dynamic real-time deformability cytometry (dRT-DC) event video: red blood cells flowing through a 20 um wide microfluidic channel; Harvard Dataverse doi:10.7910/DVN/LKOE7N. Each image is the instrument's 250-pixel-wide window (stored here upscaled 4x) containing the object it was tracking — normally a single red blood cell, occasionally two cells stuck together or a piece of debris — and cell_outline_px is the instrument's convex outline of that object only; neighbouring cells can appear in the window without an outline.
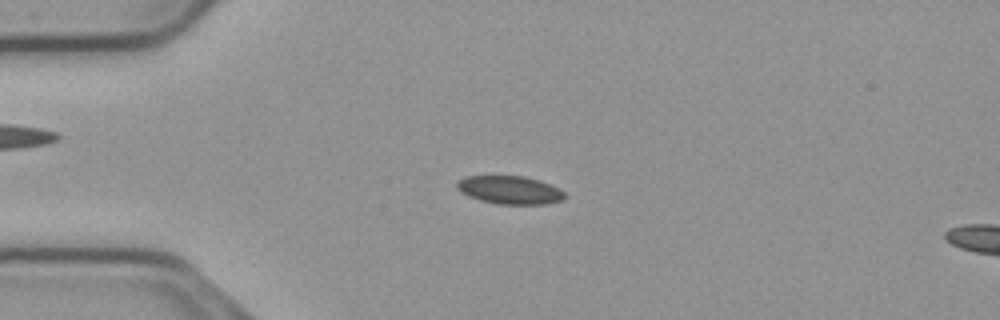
{"species": "common noctule bat (a hibernating species)", "species_latin": "Nyctalus noctula", "temperature_condition": "cold", "stored_images_in_passage": 45, "camera_frame_rate_fps": 3000, "um_per_image_px": 0.085, "animal": {"sex": "male", "body_mass_g": 23.1, "forearm_length_mm": 52.7}, "frame": {"image": 1, "passage_image": 3, "time_ms": 0.667, "image_size_px": [1000, 320], "cell_outline_px": [[564, 200], [544, 204], [496, 204], [480, 200], [468, 196], [460, 192], [456, 188], [456, 184], [464, 176], [524, 176], [540, 180], [564, 192]], "centroid_in_image_um": [43.29, 16.15], "position_along_channel_um": 41.7, "area_um2": 17.63}}
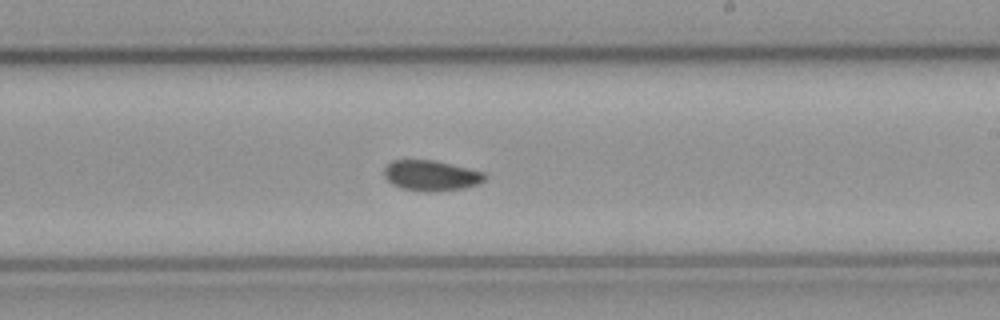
{"frame": {"image": 2, "passage_image": 22, "time_ms": 7.0, "image_size_px": [1000, 320], "cell_outline_px": [[488, 176], [484, 180], [476, 184], [464, 188], [424, 192], [400, 188], [392, 184], [384, 176], [384, 168], [392, 160], [436, 160], [484, 172]], "centroid_in_image_um": [36.63, 14.91], "position_along_channel_um": 252.4, "area_um2": 17.86}}
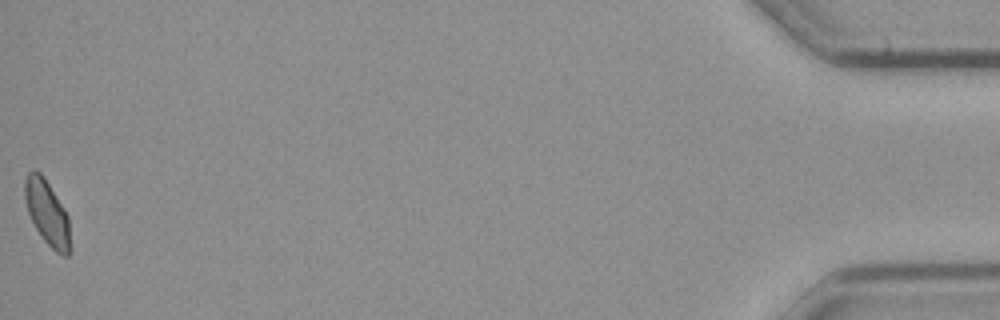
{"frame": {"image": 3, "passage_image": 45, "time_ms": 14.667, "image_size_px": [1000, 320], "cell_outline_px": [[72, 248], [68, 256], [64, 256], [56, 252], [44, 240], [36, 228], [28, 212], [24, 196], [24, 180], [28, 172], [40, 172], [44, 176], [64, 208], [68, 216]], "centroid_in_image_um": [4.04, 18.12], "position_along_channel_um": 431.2, "area_um2": 17.22}}